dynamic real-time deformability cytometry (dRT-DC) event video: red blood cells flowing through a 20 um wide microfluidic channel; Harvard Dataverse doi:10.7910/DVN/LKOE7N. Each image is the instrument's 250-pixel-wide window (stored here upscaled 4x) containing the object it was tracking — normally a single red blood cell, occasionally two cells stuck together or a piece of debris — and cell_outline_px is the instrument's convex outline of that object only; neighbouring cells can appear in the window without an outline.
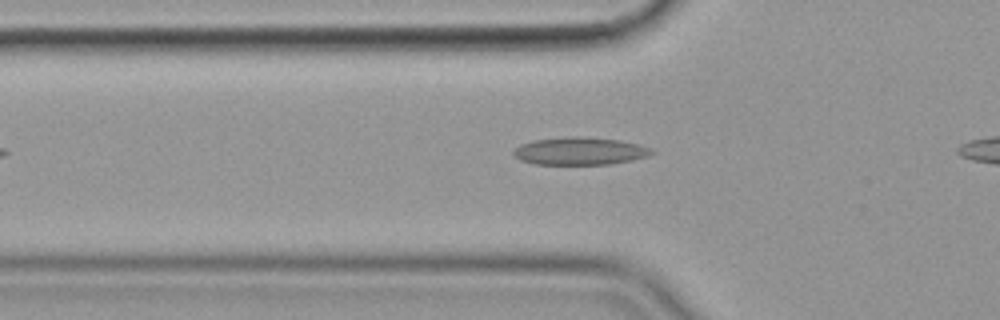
{"species": "common noctule bat (a hibernating species)", "species_latin": "Nyctalus noctula", "temperature_condition": "cold", "stored_images_in_passage": 43, "camera_frame_rate_fps": 3000, "um_per_image_px": 0.085, "animal": {"sex": "female", "body_mass_g": 19.9}, "frame": {"image": 1, "passage_image": 13, "time_ms": 4.0, "image_size_px": [1000, 320], "cell_outline_px": [[656, 152], [648, 156], [632, 160], [608, 164], [536, 164], [520, 160], [512, 152], [520, 144], [532, 140], [568, 136], [580, 136], [620, 140], [636, 144], [648, 148]], "centroid_in_image_um": [49.26, 12.83], "position_along_channel_um": 76.5, "area_um2": 22.14}}
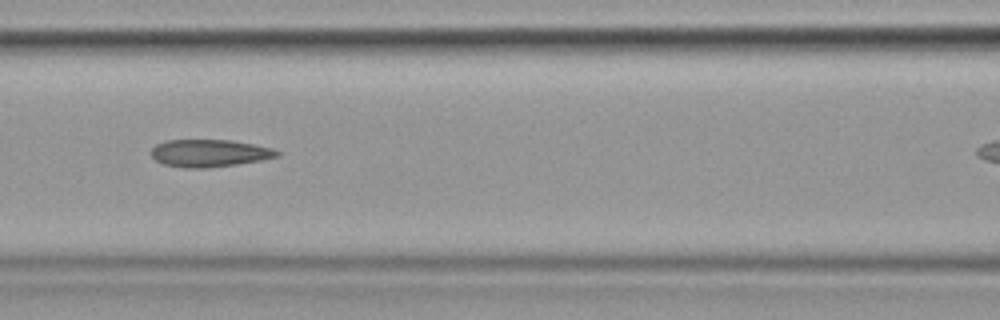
{"frame": {"image": 2, "passage_image": 19, "time_ms": 6.0, "image_size_px": [1000, 320], "cell_outline_px": [[280, 156], [260, 160], [236, 164], [208, 168], [184, 168], [164, 164], [156, 160], [152, 156], [152, 148], [156, 144], [168, 140], [232, 140], [272, 148], [280, 152]], "centroid_in_image_um": [17.8, 13.02], "position_along_channel_um": 148.8, "area_um2": 20.0}}
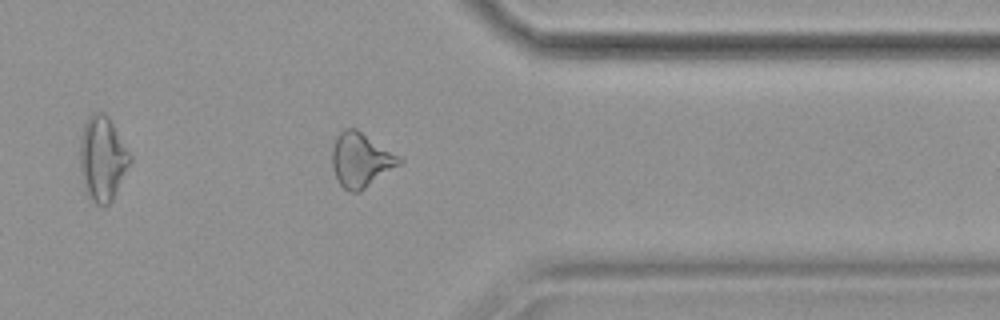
{"frame": {"image": 3, "passage_image": 39, "time_ms": 12.667, "image_size_px": [1000, 320], "cell_outline_px": [[404, 160], [400, 164], [360, 192], [348, 192], [340, 184], [332, 168], [332, 148], [336, 136], [344, 128], [356, 128], [400, 156]], "centroid_in_image_um": [30.66, 13.59], "position_along_channel_um": 380.7, "area_um2": 21.27}, "authors_computed_cell_mechanics": {"area_um2": 20.2878, "velocity_mm_per_s": 3.581, "shape_relaxation_time_tau1_ms": null, "shape_relaxation_time_tau2_ms": 2.8092, "deformation_change_tau1": null, "deformation_change_tau2": 0.1261}}